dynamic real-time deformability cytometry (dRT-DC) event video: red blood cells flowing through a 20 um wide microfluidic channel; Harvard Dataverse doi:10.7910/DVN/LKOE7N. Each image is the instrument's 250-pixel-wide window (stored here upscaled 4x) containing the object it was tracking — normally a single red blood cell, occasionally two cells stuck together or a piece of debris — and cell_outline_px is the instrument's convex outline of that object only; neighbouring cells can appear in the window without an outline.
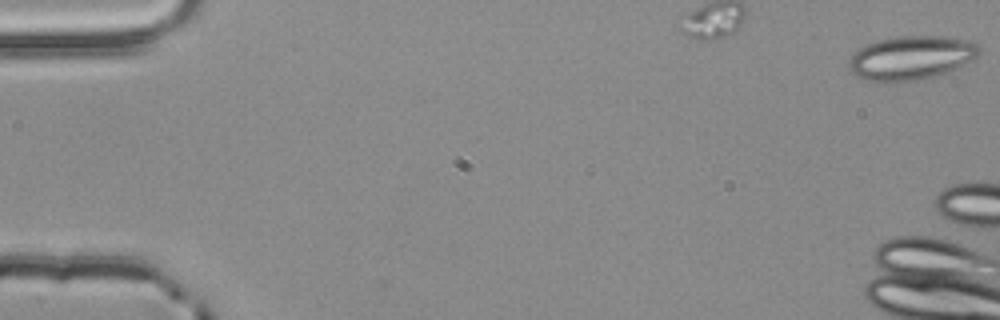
{"species": "common noctule bat (a hibernating species)", "species_latin": "Nyctalus noctula", "temperature_condition": "room temperature", "stored_images_in_passage": 7, "camera_frame_rate_fps": 3000, "um_per_image_px": 0.085, "animal": {"sex": "male", "body_mass_g": 20.4}, "frame": {"image": 1, "passage_image": 1, "time_ms": 0.0, "image_size_px": [1000, 320], "cell_outline_px": [[980, 52], [976, 56], [956, 68], [932, 76], [916, 80], [896, 84], [884, 84], [868, 80], [852, 72], [848, 68], [848, 60], [860, 48], [876, 40], [900, 36], [940, 36], [964, 40], [976, 44], [980, 48]], "centroid_in_image_um": [77.38, 4.94], "position_along_channel_um": 7.6, "area_um2": 33.12}}